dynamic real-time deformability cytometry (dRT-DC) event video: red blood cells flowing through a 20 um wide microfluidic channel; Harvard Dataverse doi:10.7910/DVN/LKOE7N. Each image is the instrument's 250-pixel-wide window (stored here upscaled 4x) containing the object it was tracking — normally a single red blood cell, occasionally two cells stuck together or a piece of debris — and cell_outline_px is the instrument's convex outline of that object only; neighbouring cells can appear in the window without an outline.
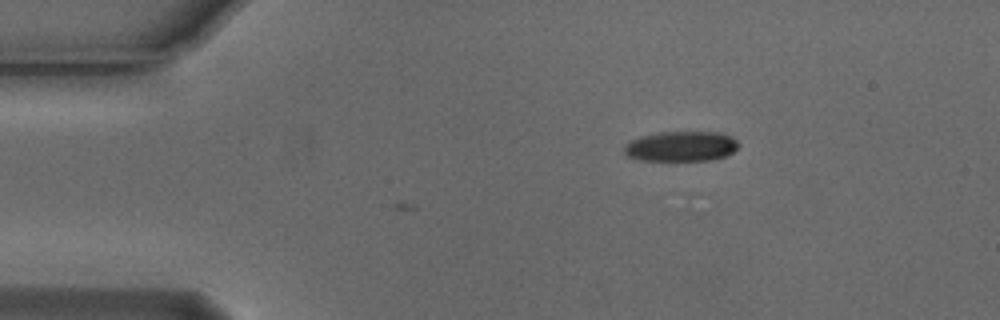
{"species": "Egyptian fruit bat (a non-hibernating species)", "species_latin": "Rousettus aegyptiacus", "temperature_condition": "cold", "stored_images_in_passage": 2, "camera_frame_rate_fps": 3000, "um_per_image_px": 0.085, "animal": {"sex": "male"}, "frame": {"image": 1, "passage_image": 2, "time_ms": 0.333, "image_size_px": [1000, 320], "cell_outline_px": [[740, 144], [732, 152], [724, 156], [712, 160], [640, 160], [628, 156], [624, 152], [624, 144], [640, 136], [660, 132], [724, 132], [732, 136]], "centroid_in_image_um": [57.91, 12.42], "position_along_channel_um": 27.1, "area_um2": 20.11}}